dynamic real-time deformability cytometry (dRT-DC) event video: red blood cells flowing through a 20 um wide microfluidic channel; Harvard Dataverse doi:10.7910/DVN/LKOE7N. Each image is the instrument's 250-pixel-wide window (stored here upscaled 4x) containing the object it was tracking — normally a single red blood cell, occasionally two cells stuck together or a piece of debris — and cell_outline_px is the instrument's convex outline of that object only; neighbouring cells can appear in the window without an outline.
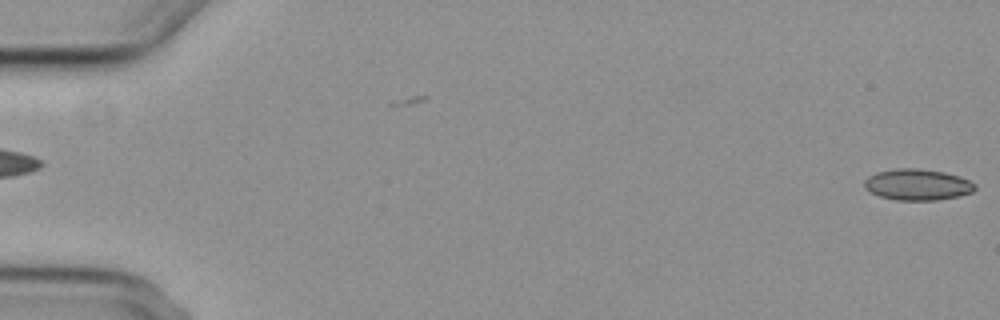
{"species": "common noctule bat (a hibernating species)", "species_latin": "Nyctalus noctula", "temperature_condition": "cold", "stored_images_in_passage": 5, "segment_of_instrument_passage": [2, 2], "camera_frame_rate_fps": 3000, "um_per_image_px": 0.085, "animal": {"sex": "female", "body_mass_g": 29.2, "forearm_length_mm": 56.3}, "frame": {"image": 1, "passage_image": 5, "time_ms": 4.667, "image_size_px": [1000, 320], "cell_outline_px": [[976, 188], [972, 192], [956, 196], [936, 200], [896, 200], [880, 196], [864, 188], [864, 180], [868, 176], [876, 172], [896, 168], [916, 168], [944, 172], [960, 176], [976, 184]], "centroid_in_image_um": [77.97, 15.68], "position_along_channel_um": 7.0, "area_um2": 20.06}}